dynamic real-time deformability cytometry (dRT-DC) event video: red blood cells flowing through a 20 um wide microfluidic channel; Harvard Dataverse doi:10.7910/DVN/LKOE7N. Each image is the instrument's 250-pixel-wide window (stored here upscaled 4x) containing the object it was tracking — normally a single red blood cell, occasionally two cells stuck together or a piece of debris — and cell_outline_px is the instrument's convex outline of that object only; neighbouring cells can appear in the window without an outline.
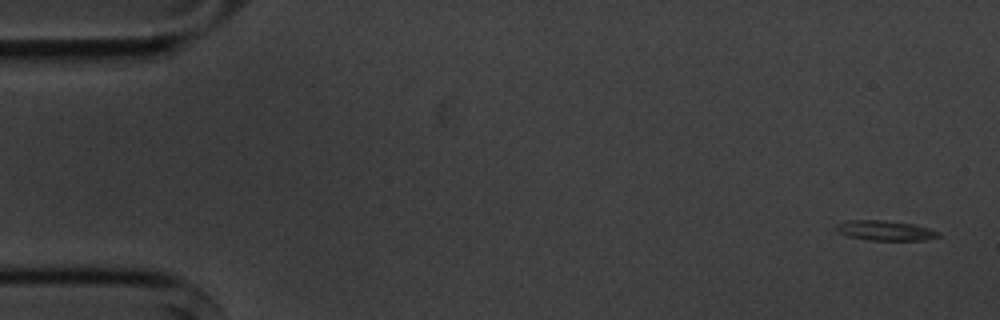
{"species": "common noctule bat (a hibernating species)", "species_latin": "Nyctalus noctula", "temperature_condition": "cold", "stored_images_in_passage": 4, "camera_frame_rate_fps": 3000, "um_per_image_px": 0.085, "animal": {"sex": "male", "body_mass_g": 20.1, "forearm_length_mm": 53.5}, "frame": {"image": 1, "passage_image": 1, "time_ms": 0.0, "image_size_px": [1000, 320], "cell_outline_px": [[940, 236], [924, 240], [868, 240], [848, 236], [840, 232], [836, 228], [836, 224], [844, 220], [884, 220], [912, 224], [928, 228], [940, 232]], "centroid_in_image_um": [75.23, 19.59], "position_along_channel_um": 9.8, "area_um2": 11.79}}
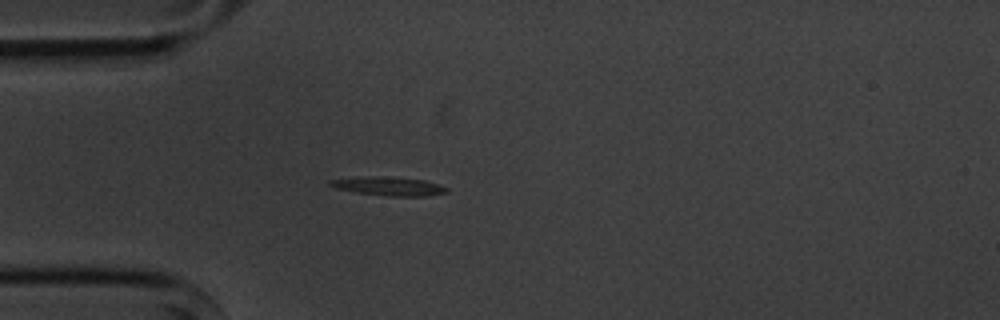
{"frame": {"image": 2, "passage_image": 4, "time_ms": 4.333, "image_size_px": [1000, 320], "cell_outline_px": [[448, 192], [428, 196], [388, 196], [356, 192], [336, 188], [328, 184], [328, 180], [372, 176], [376, 176], [424, 180], [440, 184], [448, 188]], "centroid_in_image_um": [33.09, 15.84], "position_along_channel_um": 51.9, "area_um2": 12.54}}